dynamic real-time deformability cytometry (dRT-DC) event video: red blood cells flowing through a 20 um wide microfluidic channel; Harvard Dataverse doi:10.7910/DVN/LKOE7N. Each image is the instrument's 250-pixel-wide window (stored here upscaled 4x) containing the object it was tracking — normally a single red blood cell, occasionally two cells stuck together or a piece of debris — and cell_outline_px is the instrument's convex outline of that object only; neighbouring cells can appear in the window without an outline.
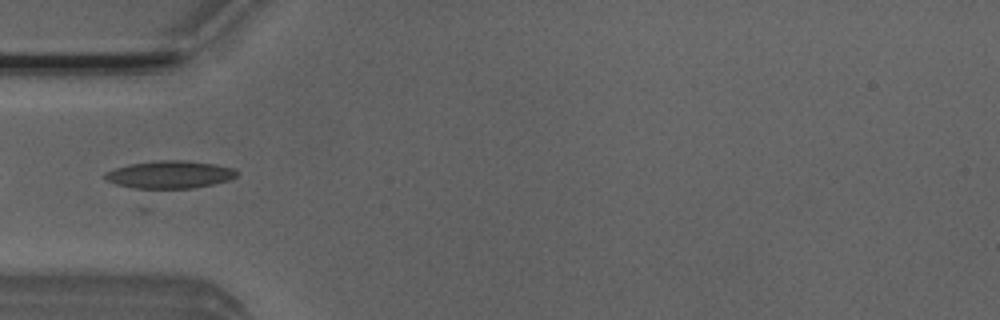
{"species": "Egyptian fruit bat (a non-hibernating species)", "species_latin": "Rousettus aegyptiacus", "temperature_condition": "room temperature", "stored_images_in_passage": 6, "camera_frame_rate_fps": 3000, "um_per_image_px": 0.085, "animal": {"sex": "male"}, "frame": {"image": 1, "passage_image": 5, "time_ms": 1.333, "image_size_px": [1000, 320], "cell_outline_px": [[240, 172], [236, 176], [228, 180], [212, 184], [192, 188], [148, 192], [140, 192], [116, 184], [108, 180], [104, 176], [104, 172], [128, 164], [160, 160], [184, 160], [212, 164], [236, 168]], "centroid_in_image_um": [14.37, 14.89], "position_along_channel_um": 70.6, "area_um2": 22.2}}